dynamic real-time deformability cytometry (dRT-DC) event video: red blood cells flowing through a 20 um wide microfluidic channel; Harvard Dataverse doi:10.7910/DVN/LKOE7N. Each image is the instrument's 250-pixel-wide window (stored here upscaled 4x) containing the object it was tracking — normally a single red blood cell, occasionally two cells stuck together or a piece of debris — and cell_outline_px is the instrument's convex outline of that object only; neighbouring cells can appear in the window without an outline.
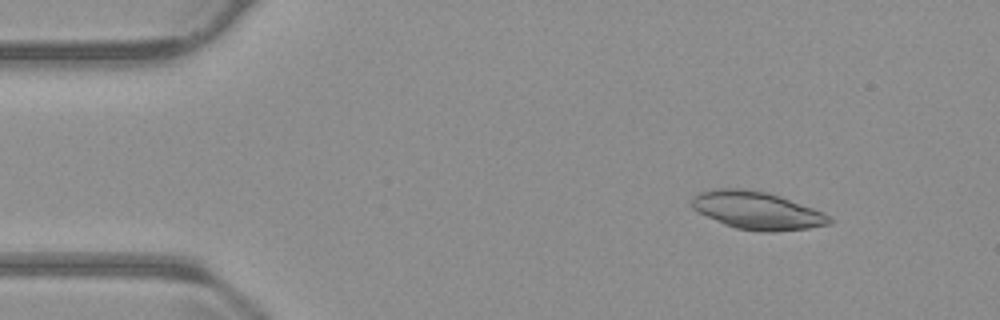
{"species": "common noctule bat (a hibernating species)", "species_latin": "Nyctalus noctula", "temperature_condition": "warm", "stored_images_in_passage": 53, "camera_frame_rate_fps": 3000, "um_per_image_px": 0.085, "animal": {"sex": "male", "body_mass_g": 23.1, "forearm_length_mm": 52.7}, "frame": {"image": 1, "passage_image": 6, "time_ms": 1.667, "image_size_px": [1000, 320], "cell_outline_px": [[836, 220], [832, 224], [808, 228], [772, 232], [760, 232], [736, 228], [724, 224], [692, 208], [692, 196], [700, 192], [712, 188], [740, 188], [768, 192], [780, 196], [824, 212]], "centroid_in_image_um": [64.39, 17.89], "position_along_channel_um": 20.6, "area_um2": 30.4}}